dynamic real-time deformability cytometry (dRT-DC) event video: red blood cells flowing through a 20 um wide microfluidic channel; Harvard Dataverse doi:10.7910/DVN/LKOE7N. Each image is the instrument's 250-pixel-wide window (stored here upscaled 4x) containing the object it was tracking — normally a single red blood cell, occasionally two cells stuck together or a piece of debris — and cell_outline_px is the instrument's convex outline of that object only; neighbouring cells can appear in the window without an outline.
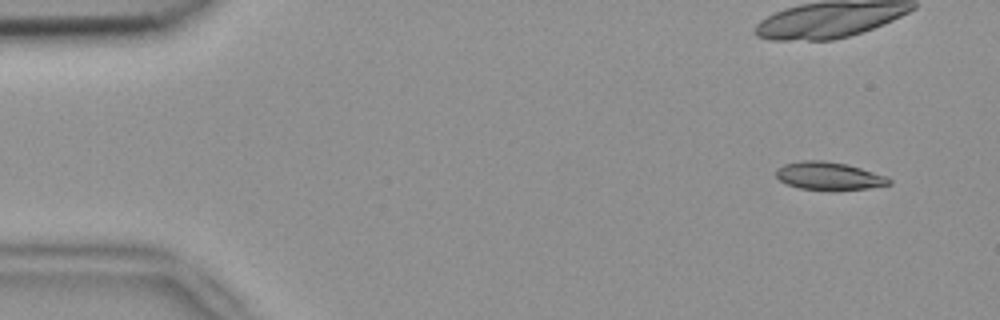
{"species": "common noctule bat (a hibernating species)", "species_latin": "Nyctalus noctula", "temperature_condition": "room temperature", "stored_images_in_passage": 5, "camera_frame_rate_fps": 3000, "um_per_image_px": 0.085, "animal": {"sex": "female", "body_mass_g": 18.4}, "frame": {"image": 1, "passage_image": 1, "time_ms": 0.0, "image_size_px": [1000, 320], "cell_outline_px": [[892, 184], [868, 188], [800, 188], [788, 184], [780, 180], [776, 176], [776, 168], [784, 164], [800, 160], [824, 160], [848, 164], [888, 176], [892, 180]], "centroid_in_image_um": [70.47, 14.91], "position_along_channel_um": 14.5, "area_um2": 17.98}}
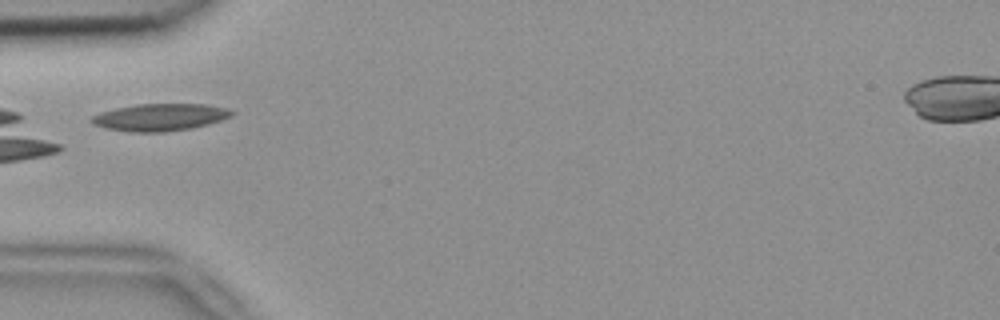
{"frame": {"image": 2, "passage_image": 4, "time_ms": 1.0, "image_size_px": [1000, 320], "cell_outline_px": [[236, 112], [232, 116], [208, 124], [192, 128], [164, 132], [132, 132], [104, 128], [92, 124], [88, 120], [92, 116], [100, 112], [116, 108], [136, 104], [208, 104], [228, 108]], "centroid_in_image_um": [13.59, 9.96], "position_along_channel_um": 71.4, "area_um2": 22.43}}